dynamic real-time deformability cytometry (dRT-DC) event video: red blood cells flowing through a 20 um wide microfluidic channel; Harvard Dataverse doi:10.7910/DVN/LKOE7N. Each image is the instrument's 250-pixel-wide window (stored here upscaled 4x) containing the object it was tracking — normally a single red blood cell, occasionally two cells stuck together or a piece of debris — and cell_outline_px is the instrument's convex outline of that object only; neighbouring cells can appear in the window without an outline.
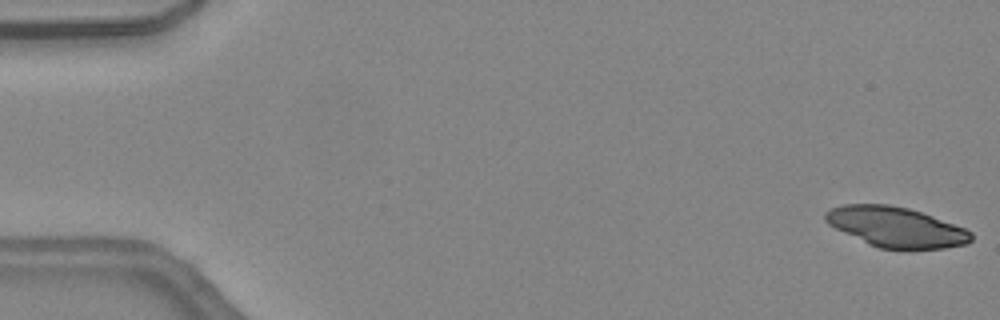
{"species": "common noctule bat (a hibernating species)", "species_latin": "Nyctalus noctula", "temperature_condition": "warm", "stored_images_in_passage": 45, "camera_frame_rate_fps": 3000, "um_per_image_px": 0.085, "animal": {"sex": "female", "body_mass_g": 24.6, "forearm_length_mm": 56.2}, "frame": {"image": 1, "passage_image": 1, "time_ms": 0.0, "image_size_px": [1000, 320], "cell_outline_px": [[972, 240], [968, 244], [944, 248], [908, 252], [880, 248], [868, 244], [828, 224], [824, 220], [824, 212], [832, 208], [844, 204], [888, 204], [908, 208], [932, 216], [964, 228], [972, 232]], "centroid_in_image_um": [76.18, 19.34], "position_along_channel_um": 8.8, "area_um2": 34.62}}
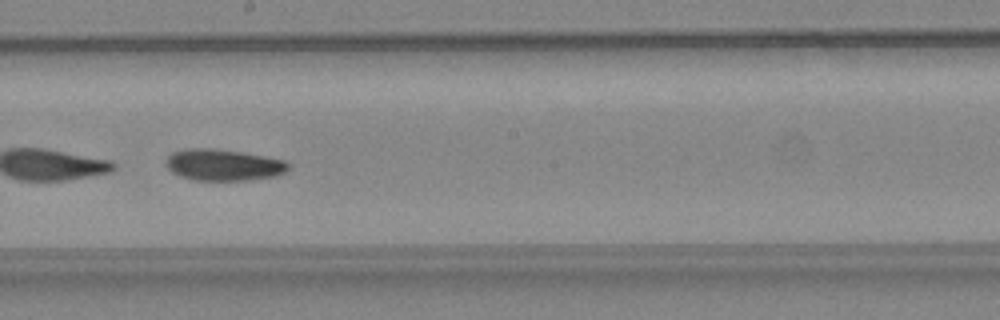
{"frame": {"image": 2, "passage_image": 26, "time_ms": 8.333, "image_size_px": [1000, 320], "cell_outline_px": [[288, 168], [284, 172], [276, 176], [244, 180], [192, 180], [180, 176], [172, 172], [164, 164], [168, 156], [172, 152], [184, 148], [216, 148], [264, 156], [284, 160], [288, 164]], "centroid_in_image_um": [18.93, 14.01], "position_along_channel_um": 229.3, "area_um2": 22.43}}
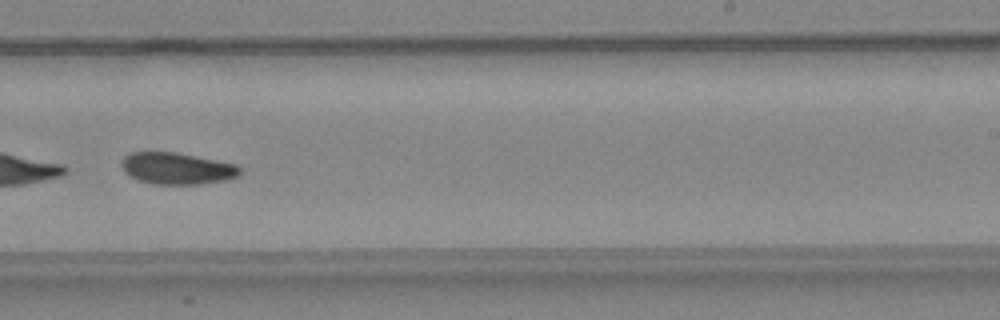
{"frame": {"image": 3, "passage_image": 29, "time_ms": 9.333, "image_size_px": [1000, 320], "cell_outline_px": [[240, 176], [228, 180], [200, 184], [152, 184], [136, 180], [124, 172], [120, 164], [124, 156], [132, 152], [176, 152], [236, 164], [240, 168]], "centroid_in_image_um": [15.03, 14.32], "position_along_channel_um": 274.0, "area_um2": 22.08}, "authors_computed_cell_mechanics": {"area_um2": 23.9292, "velocity_mm_per_s": 4.5136, "shape_relaxation_time_tau1_ms": 5.1793, "shape_relaxation_time_tau2_ms": null, "deformation_change_tau1": 0.1267, "deformation_change_tau2": null}}